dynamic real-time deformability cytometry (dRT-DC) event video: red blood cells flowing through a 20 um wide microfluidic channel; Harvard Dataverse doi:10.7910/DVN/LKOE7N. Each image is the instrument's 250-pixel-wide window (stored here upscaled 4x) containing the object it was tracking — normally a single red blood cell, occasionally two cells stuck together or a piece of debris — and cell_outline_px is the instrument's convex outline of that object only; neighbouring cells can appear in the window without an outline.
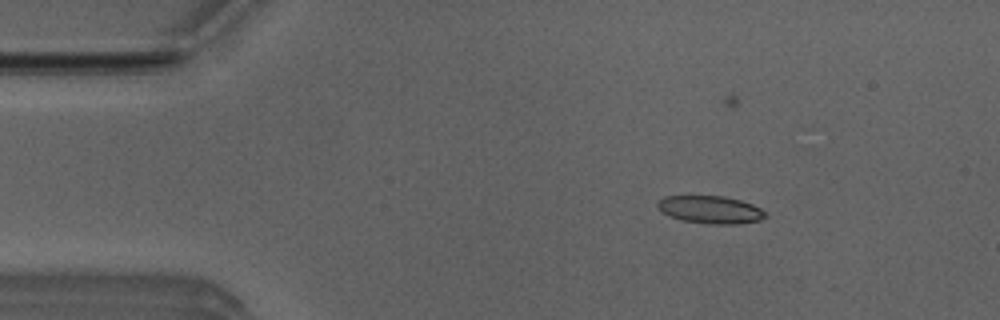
{"species": "Egyptian fruit bat (a non-hibernating species)", "species_latin": "Rousettus aegyptiacus", "temperature_condition": "room temperature", "stored_images_in_passage": 5, "camera_frame_rate_fps": 3000, "um_per_image_px": 0.085, "animal": {"sex": "male"}, "frame": {"image": 1, "passage_image": 3, "time_ms": 0.667, "image_size_px": [1000, 320], "cell_outline_px": [[768, 216], [760, 220], [736, 224], [712, 224], [684, 220], [672, 216], [664, 212], [656, 204], [664, 196], [724, 196], [740, 200], [752, 204], [768, 212]], "centroid_in_image_um": [60.46, 17.81], "position_along_channel_um": 24.5, "area_um2": 17.17}}